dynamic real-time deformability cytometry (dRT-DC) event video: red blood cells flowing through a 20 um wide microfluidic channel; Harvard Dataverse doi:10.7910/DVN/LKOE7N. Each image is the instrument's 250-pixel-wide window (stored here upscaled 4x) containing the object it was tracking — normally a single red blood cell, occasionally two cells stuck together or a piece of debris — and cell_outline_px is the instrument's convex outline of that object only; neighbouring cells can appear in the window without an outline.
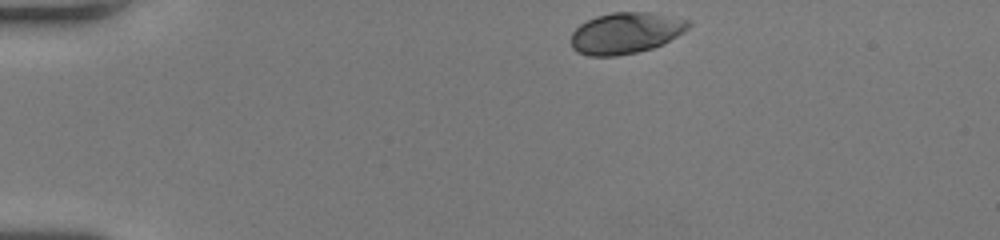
{"species": "human", "species_latin": "Homo sapiens", "temperature_condition": "room temperature", "stored_images_in_passage": 43, "camera_frame_rate_fps": 3000, "um_per_image_px": 0.085, "donor": {"sex": "female"}, "frame": {"image": 1, "passage_image": 1, "time_ms": 0.0, "image_size_px": [1000, 240], "cell_outline_px": [[692, 24], [684, 32], [664, 44], [652, 48], [636, 52], [616, 56], [588, 56], [576, 52], [572, 48], [572, 32], [580, 24], [596, 16], [612, 12], [648, 12], [688, 20]], "centroid_in_image_um": [53.18, 2.81], "position_along_channel_um": 31.8, "area_um2": 28.21}}
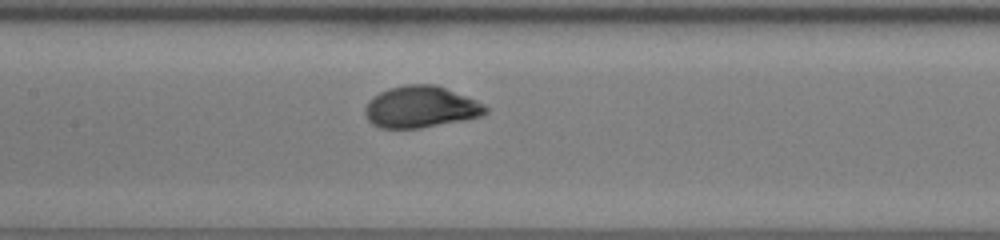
{"frame": {"image": 2, "passage_image": 17, "time_ms": 5.333, "image_size_px": [1000, 240], "cell_outline_px": [[488, 112], [484, 116], [464, 120], [420, 128], [380, 128], [372, 124], [368, 120], [364, 112], [364, 108], [368, 100], [372, 96], [388, 88], [404, 84], [436, 84], [476, 100], [484, 104], [488, 108]], "centroid_in_image_um": [35.75, 9.09], "position_along_channel_um": 171.6, "area_um2": 29.54}}
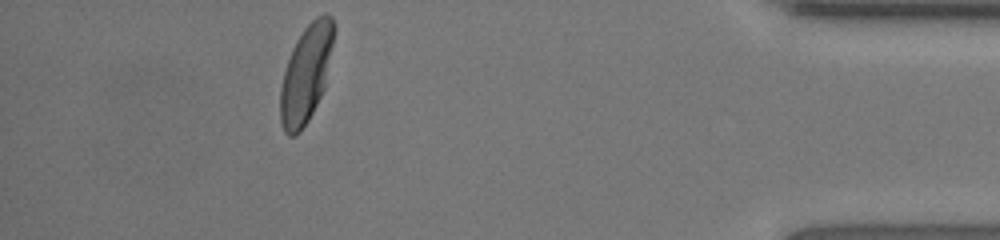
{"frame": {"image": 3, "passage_image": 38, "time_ms": 12.333, "image_size_px": [1000, 240], "cell_outline_px": [[332, 44], [324, 88], [308, 120], [300, 132], [296, 136], [288, 136], [284, 132], [280, 120], [280, 88], [284, 72], [292, 48], [296, 40], [304, 28], [316, 16], [324, 12], [332, 16]], "centroid_in_image_um": [25.97, 6.3], "position_along_channel_um": 409.2, "area_um2": 29.82}, "authors_computed_cell_mechanics": {"area_um2": 29.2468, "velocity_mm_per_s": 4.0594, "shape_relaxation_time_tau1_ms": 2.2027, "shape_relaxation_time_tau2_ms": null, "deformation_change_tau1": 0.1544, "deformation_change_tau2": null}}